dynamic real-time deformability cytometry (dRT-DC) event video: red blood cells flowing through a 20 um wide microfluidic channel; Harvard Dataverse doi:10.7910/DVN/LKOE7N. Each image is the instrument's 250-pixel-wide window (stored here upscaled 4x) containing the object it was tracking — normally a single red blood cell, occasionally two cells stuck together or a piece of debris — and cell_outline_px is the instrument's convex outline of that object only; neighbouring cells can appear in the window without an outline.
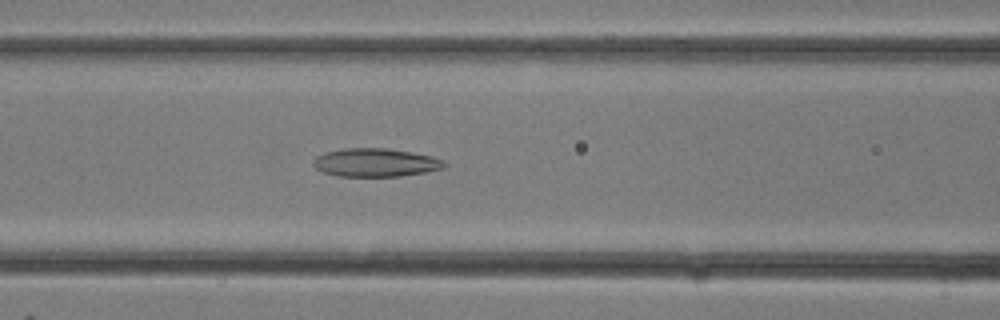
{"species": "common noctule bat (a hibernating species)", "species_latin": "Nyctalus noctula", "temperature_condition": "room temperature", "stored_images_in_passage": 8, "camera_frame_rate_fps": 3000, "um_per_image_px": 0.085, "animal": {"sex": "female"}, "frame": {"image": 1, "passage_image": 6, "time_ms": 1.667, "image_size_px": [1000, 320], "cell_outline_px": [[448, 164], [444, 168], [428, 172], [400, 176], [340, 176], [324, 172], [316, 168], [312, 164], [312, 160], [316, 156], [324, 152], [344, 148], [388, 148], [432, 156], [444, 160]], "centroid_in_image_um": [31.94, 13.81], "position_along_channel_um": 134.7, "area_um2": 21.79}}
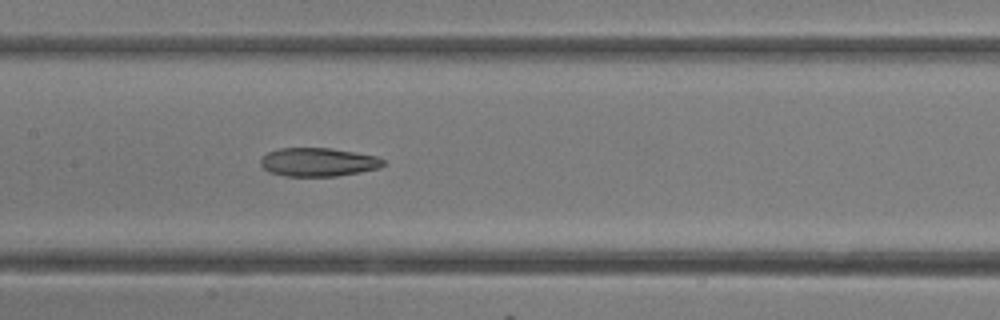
{"frame": {"image": 2, "passage_image": 8, "time_ms": 2.333, "image_size_px": [1000, 320], "cell_outline_px": [[388, 164], [380, 168], [360, 172], [336, 176], [284, 176], [268, 172], [260, 164], [260, 160], [268, 152], [280, 148], [332, 148], [376, 156], [384, 160]], "centroid_in_image_um": [27.07, 13.78], "position_along_channel_um": 180.3, "area_um2": 20.52}}